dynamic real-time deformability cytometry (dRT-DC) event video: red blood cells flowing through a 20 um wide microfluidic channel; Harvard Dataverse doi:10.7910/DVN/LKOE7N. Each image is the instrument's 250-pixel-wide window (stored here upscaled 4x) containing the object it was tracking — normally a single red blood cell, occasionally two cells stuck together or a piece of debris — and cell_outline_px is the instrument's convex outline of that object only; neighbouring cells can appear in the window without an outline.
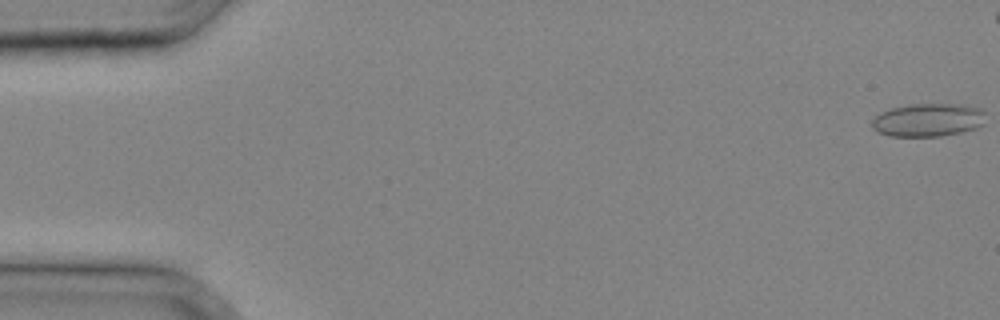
{"species": "common noctule bat (a hibernating species)", "species_latin": "Nyctalus noctula", "temperature_condition": "cold", "stored_images_in_passage": 32, "camera_frame_rate_fps": 3000, "um_per_image_px": 0.085, "animal": {"sex": "male", "body_mass_g": 20.4}, "frame": {"image": 1, "passage_image": 1, "time_ms": 0.0, "image_size_px": [1000, 320], "cell_outline_px": [[984, 124], [976, 128], [960, 132], [940, 136], [888, 136], [876, 132], [872, 128], [872, 120], [880, 112], [892, 108], [912, 104], [968, 104], [980, 108], [984, 112]], "centroid_in_image_um": [78.88, 10.19], "position_along_channel_um": 6.1, "area_um2": 22.14}}
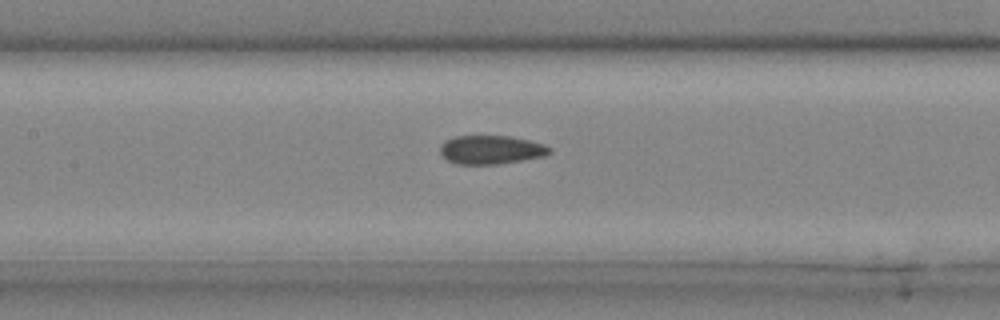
{"frame": {"image": 2, "passage_image": 17, "time_ms": 5.333, "image_size_px": [1000, 320], "cell_outline_px": [[552, 152], [544, 156], [524, 160], [500, 164], [456, 164], [448, 160], [440, 152], [440, 144], [444, 140], [456, 136], [512, 136], [544, 144], [552, 148]], "centroid_in_image_um": [41.75, 12.73], "position_along_channel_um": 165.6, "area_um2": 18.44}}
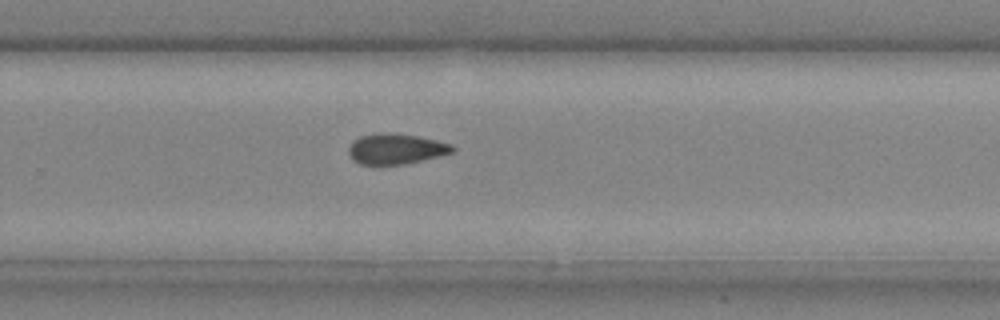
{"frame": {"image": 3, "passage_image": 24, "time_ms": 7.667, "image_size_px": [1000, 320], "cell_outline_px": [[456, 148], [452, 152], [440, 156], [404, 164], [360, 164], [352, 160], [348, 152], [348, 148], [352, 140], [360, 136], [380, 132], [388, 132], [420, 136], [452, 144]], "centroid_in_image_um": [33.64, 12.64], "position_along_channel_um": 296.2, "area_um2": 18.61}}